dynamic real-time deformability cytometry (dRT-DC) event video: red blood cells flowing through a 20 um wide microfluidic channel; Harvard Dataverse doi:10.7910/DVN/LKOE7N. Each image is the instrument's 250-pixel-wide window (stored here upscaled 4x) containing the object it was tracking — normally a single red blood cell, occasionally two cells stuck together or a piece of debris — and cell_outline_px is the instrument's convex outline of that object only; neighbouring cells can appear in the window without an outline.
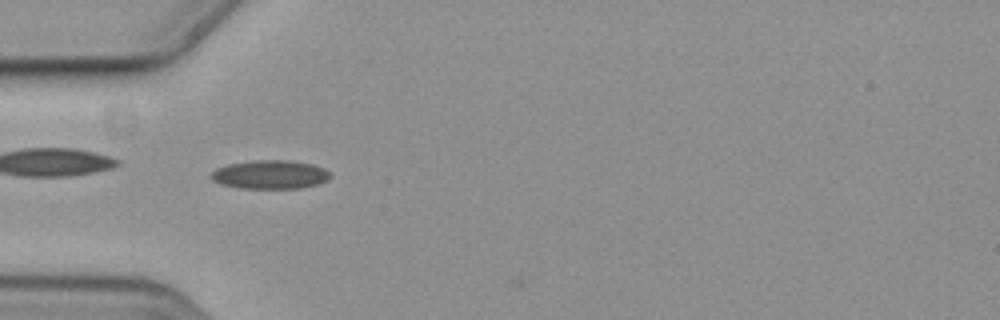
{"species": "common noctule bat (a hibernating species)", "species_latin": "Nyctalus noctula", "temperature_condition": "cold", "stored_images_in_passage": 3, "camera_frame_rate_fps": 3000, "um_per_image_px": 0.085, "animal": {"sex": "female", "body_mass_g": 19.3, "forearm_length_mm": 54.1}, "frame": {"image": 1, "passage_image": 2, "time_ms": 0.333, "image_size_px": [1000, 320], "cell_outline_px": [[332, 176], [328, 180], [316, 184], [300, 188], [240, 188], [220, 184], [212, 180], [208, 176], [216, 168], [228, 164], [252, 160], [292, 160], [312, 164], [324, 168]], "centroid_in_image_um": [22.93, 14.83], "position_along_channel_um": 62.1, "area_um2": 20.06}}